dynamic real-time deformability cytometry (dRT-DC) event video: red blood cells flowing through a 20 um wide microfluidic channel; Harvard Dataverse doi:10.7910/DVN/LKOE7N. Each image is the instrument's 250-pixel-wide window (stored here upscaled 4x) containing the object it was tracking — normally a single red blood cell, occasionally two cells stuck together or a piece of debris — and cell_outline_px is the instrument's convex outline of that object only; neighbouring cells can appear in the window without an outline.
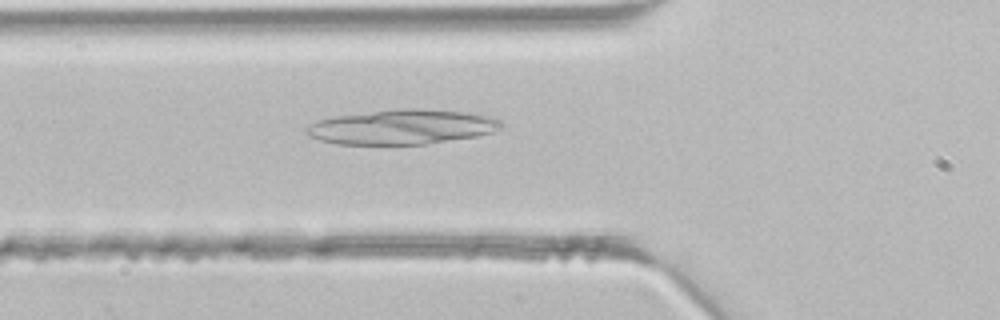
{"species": "common noctule bat (a hibernating species)", "species_latin": "Nyctalus noctula", "temperature_condition": "room temperature", "stored_images_in_passage": 30, "camera_frame_rate_fps": 3000, "um_per_image_px": 0.085, "animal": {"sex": "male", "body_mass_g": 21.5, "forearm_length_mm": 52.0}, "frame": {"image": 1, "passage_image": 3, "time_ms": 0.667, "image_size_px": [1000, 320], "cell_outline_px": [[504, 124], [492, 132], [476, 136], [428, 144], [336, 144], [320, 140], [308, 136], [304, 132], [304, 128], [320, 120], [332, 116], [396, 108], [416, 108], [468, 112], [492, 116]], "centroid_in_image_um": [34.15, 10.78], "position_along_channel_um": 91.7, "area_um2": 39.65}}
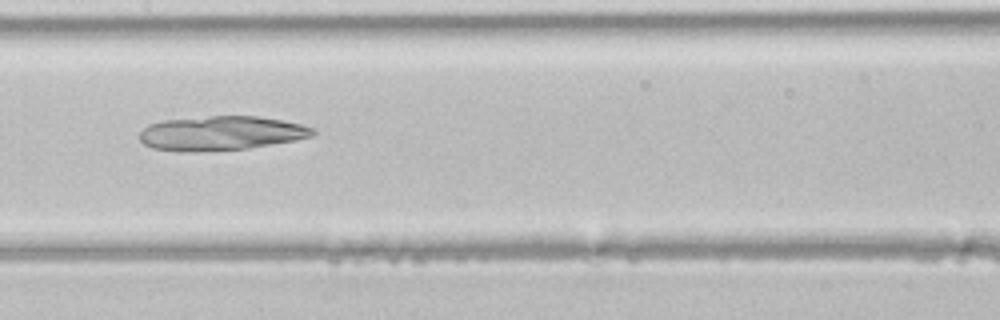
{"frame": {"image": 2, "passage_image": 9, "time_ms": 2.667, "image_size_px": [1000, 320], "cell_outline_px": [[316, 132], [312, 136], [296, 140], [248, 148], [196, 152], [180, 152], [152, 148], [144, 144], [140, 140], [140, 132], [148, 124], [164, 120], [208, 116], [256, 116], [284, 120], [316, 128]], "centroid_in_image_um": [18.79, 11.32], "position_along_channel_um": 188.6, "area_um2": 34.8}}
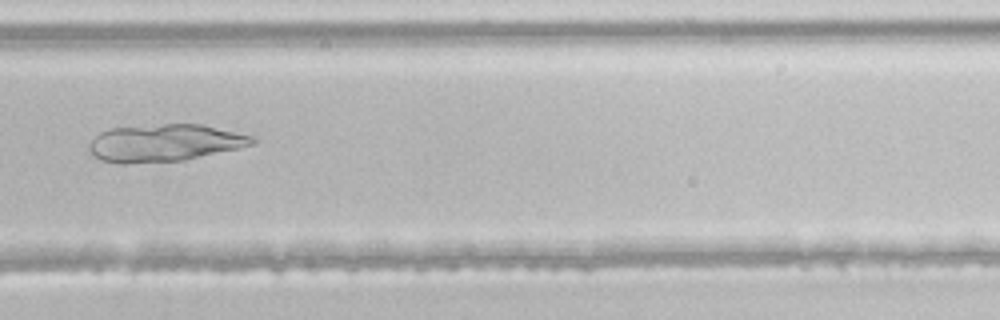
{"frame": {"image": 3, "passage_image": 17, "time_ms": 5.333, "image_size_px": [1000, 320], "cell_outline_px": [[256, 144], [240, 148], [184, 160], [124, 164], [120, 164], [100, 160], [88, 148], [92, 140], [100, 132], [108, 128], [164, 124], [200, 124], [252, 136], [256, 140]], "centroid_in_image_um": [13.99, 12.15], "position_along_channel_um": 315.8, "area_um2": 35.32}}